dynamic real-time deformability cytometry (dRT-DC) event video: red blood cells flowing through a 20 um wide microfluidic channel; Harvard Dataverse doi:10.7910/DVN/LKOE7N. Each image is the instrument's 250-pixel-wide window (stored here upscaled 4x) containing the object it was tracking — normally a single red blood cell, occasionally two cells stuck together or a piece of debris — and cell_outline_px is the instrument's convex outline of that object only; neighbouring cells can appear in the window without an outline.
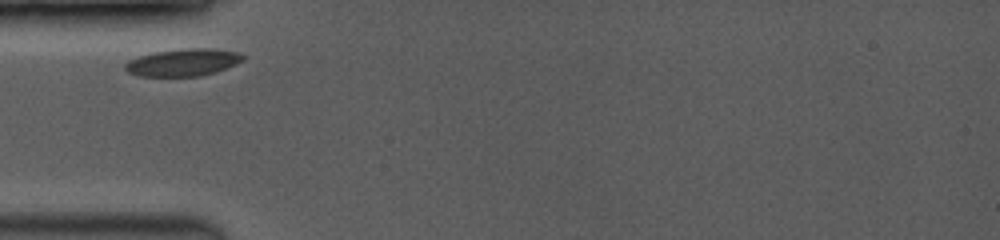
{"species": "common noctule bat (a hibernating species)", "species_latin": "Nyctalus noctula", "temperature_condition": "room temperature", "stored_images_in_passage": 12, "camera_frame_rate_fps": 3500, "um_per_image_px": 0.085, "animal": {"sex": "female", "body_mass_g": 19.0, "forearm_length_mm": 53.3}, "frame": {"image": 1, "passage_image": 1, "time_ms": 0.0, "image_size_px": [1000, 240], "cell_outline_px": [[244, 60], [236, 64], [216, 72], [200, 76], [140, 76], [128, 72], [124, 68], [124, 64], [128, 60], [152, 52], [188, 48], [216, 48], [240, 52], [244, 56]], "centroid_in_image_um": [15.59, 5.29], "position_along_channel_um": 69.4, "area_um2": 18.9}}
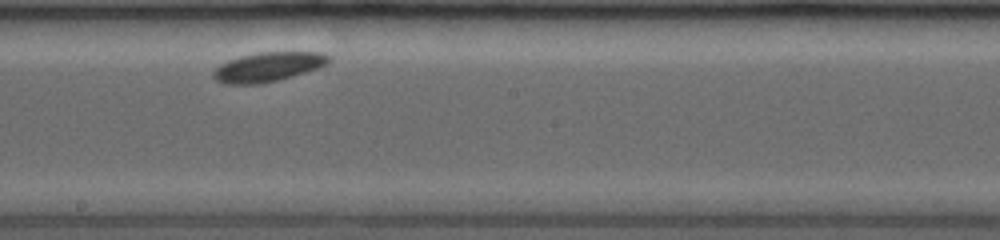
{"frame": {"image": 2, "passage_image": 7, "time_ms": 4.286, "image_size_px": [1000, 240], "cell_outline_px": [[332, 60], [328, 64], [292, 76], [260, 84], [224, 84], [216, 80], [212, 76], [212, 72], [220, 64], [228, 60], [240, 56], [260, 52], [324, 52], [332, 56]], "centroid_in_image_um": [22.79, 5.68], "position_along_channel_um": 225.4, "area_um2": 19.83}}
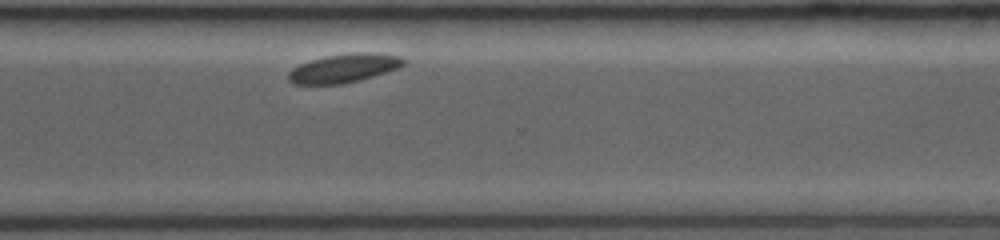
{"frame": {"image": 3, "passage_image": 12, "time_ms": 7.429, "image_size_px": [1000, 240], "cell_outline_px": [[408, 60], [404, 64], [396, 68], [360, 80], [340, 84], [292, 84], [288, 80], [288, 72], [292, 68], [300, 64], [312, 60], [328, 56], [352, 52], [372, 52], [400, 56]], "centroid_in_image_um": [29.22, 5.79], "position_along_channel_um": 341.4, "area_um2": 19.13}}